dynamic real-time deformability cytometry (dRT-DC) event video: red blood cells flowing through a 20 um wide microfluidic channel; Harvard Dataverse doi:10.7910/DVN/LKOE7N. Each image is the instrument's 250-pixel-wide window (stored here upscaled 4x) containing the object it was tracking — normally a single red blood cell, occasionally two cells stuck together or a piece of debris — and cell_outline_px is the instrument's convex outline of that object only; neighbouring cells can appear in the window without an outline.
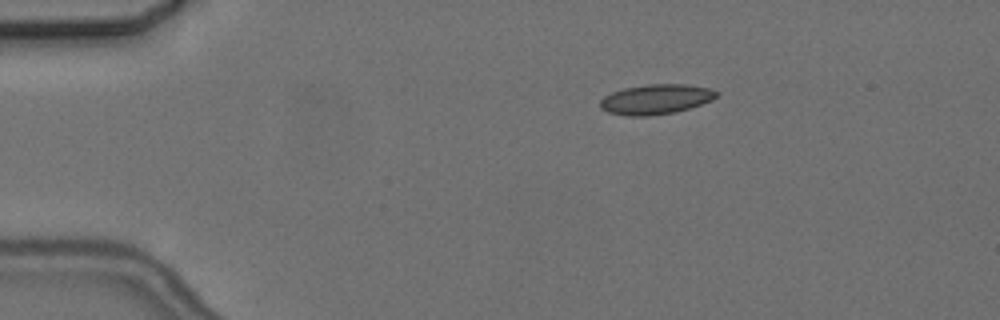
{"species": "common noctule bat (a hibernating species)", "species_latin": "Nyctalus noctula", "temperature_condition": "cold", "stored_images_in_passage": 5, "camera_frame_rate_fps": 3000, "um_per_image_px": 0.085, "animal": {"sex": "female", "body_mass_g": 24.6, "forearm_length_mm": 56.2}, "frame": {"image": 1, "passage_image": 3, "time_ms": 2.333, "image_size_px": [1000, 320], "cell_outline_px": [[720, 92], [712, 100], [676, 112], [648, 116], [624, 116], [608, 112], [600, 108], [600, 100], [604, 96], [612, 92], [624, 88], [648, 84], [684, 84], [712, 88]], "centroid_in_image_um": [55.74, 8.44], "position_along_channel_um": 29.3, "area_um2": 20.4}}